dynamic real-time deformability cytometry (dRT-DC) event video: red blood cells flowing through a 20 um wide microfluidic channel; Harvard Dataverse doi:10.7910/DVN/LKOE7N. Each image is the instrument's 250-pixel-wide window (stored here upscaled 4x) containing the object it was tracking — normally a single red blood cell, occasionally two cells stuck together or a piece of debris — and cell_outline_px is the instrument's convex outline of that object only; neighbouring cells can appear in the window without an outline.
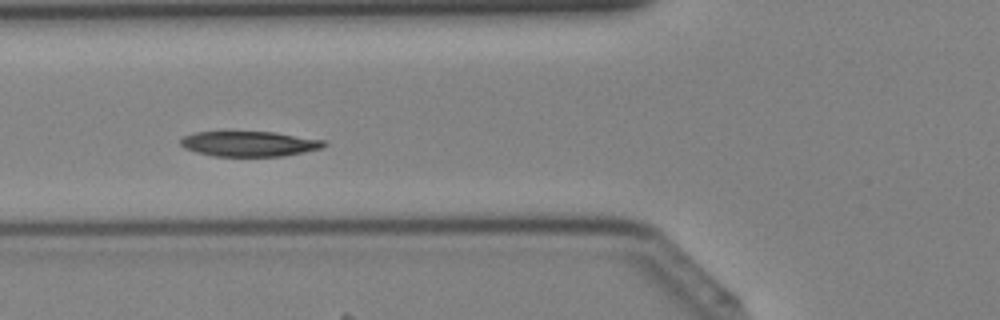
{"species": "Egyptian fruit bat (a non-hibernating species)", "species_latin": "Rousettus aegyptiacus", "temperature_condition": "cold", "stored_images_in_passage": 34, "camera_frame_rate_fps": 3000, "um_per_image_px": 0.085, "animal": {"sex": "female"}, "frame": {"image": 1, "passage_image": 17, "time_ms": 5.333, "image_size_px": [1000, 320], "cell_outline_px": [[328, 144], [324, 148], [284, 156], [216, 156], [196, 152], [184, 148], [180, 144], [180, 140], [184, 136], [196, 132], [224, 128], [276, 132], [324, 140]], "centroid_in_image_um": [21.15, 12.17], "position_along_channel_um": 104.6, "area_um2": 22.25}}
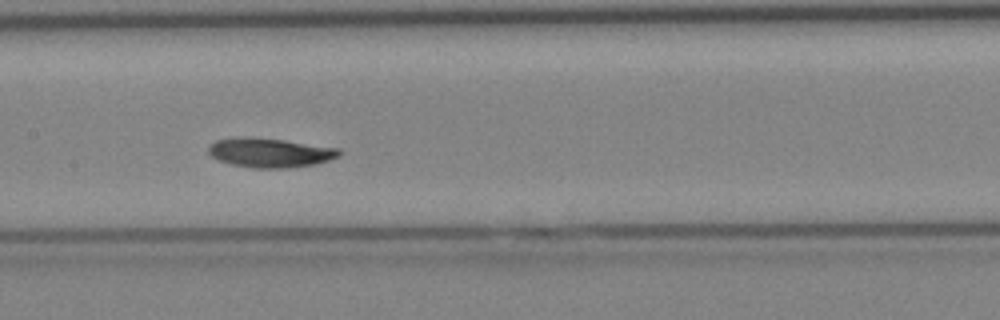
{"frame": {"image": 2, "passage_image": 22, "time_ms": 7.0, "image_size_px": [1000, 320], "cell_outline_px": [[340, 156], [316, 164], [288, 168], [252, 168], [232, 164], [220, 160], [212, 156], [208, 152], [208, 144], [216, 140], [284, 140], [340, 148]], "centroid_in_image_um": [23.03, 13.03], "position_along_channel_um": 184.4, "area_um2": 21.39}}
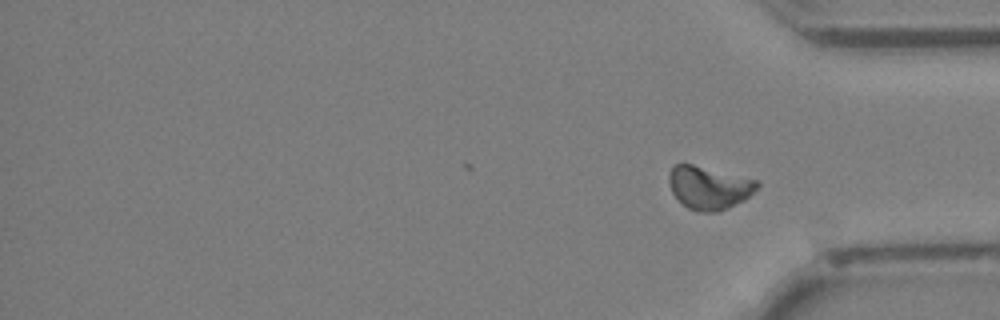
{"frame": {"image": 3, "passage_image": 34, "time_ms": 11.0, "image_size_px": [1000, 320], "cell_outline_px": [[760, 184], [744, 200], [728, 208], [716, 212], [700, 212], [688, 208], [672, 192], [668, 180], [668, 176], [672, 164], [692, 164], [756, 180]], "centroid_in_image_um": [60.23, 15.95], "position_along_channel_um": 375.0, "area_um2": 21.79}}